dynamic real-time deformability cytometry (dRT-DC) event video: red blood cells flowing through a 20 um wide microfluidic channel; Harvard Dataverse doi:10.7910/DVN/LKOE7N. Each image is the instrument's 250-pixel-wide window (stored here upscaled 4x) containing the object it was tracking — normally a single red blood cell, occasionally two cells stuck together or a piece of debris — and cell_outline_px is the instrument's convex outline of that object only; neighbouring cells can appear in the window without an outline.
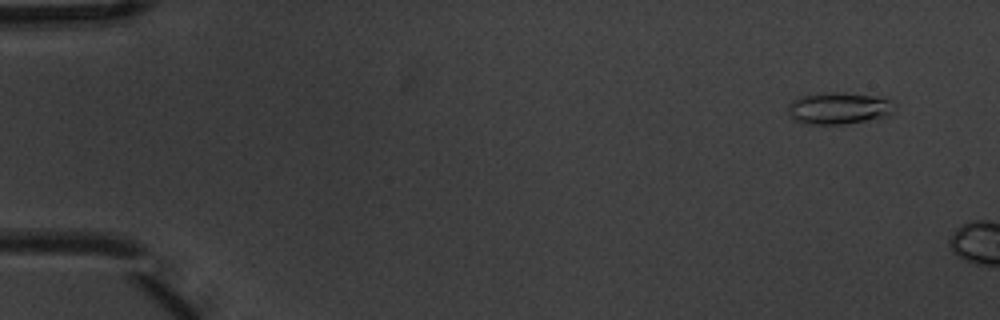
{"species": "common noctule bat (a hibernating species)", "species_latin": "Nyctalus noctula", "temperature_condition": "warm", "stored_images_in_passage": 3, "camera_frame_rate_fps": 3000, "um_per_image_px": 0.085, "animal": {"sex": "male", "body_mass_g": 20.1, "forearm_length_mm": 53.5}, "frame": {"image": 1, "passage_image": 1, "time_ms": 0.0, "image_size_px": [1000, 320], "cell_outline_px": [[896, 112], [888, 116], [844, 124], [804, 124], [792, 120], [788, 112], [788, 104], [792, 100], [800, 96], [836, 92], [872, 96], [892, 100], [896, 104]], "centroid_in_image_um": [71.3, 9.22], "position_along_channel_um": 13.7, "area_um2": 19.88}}